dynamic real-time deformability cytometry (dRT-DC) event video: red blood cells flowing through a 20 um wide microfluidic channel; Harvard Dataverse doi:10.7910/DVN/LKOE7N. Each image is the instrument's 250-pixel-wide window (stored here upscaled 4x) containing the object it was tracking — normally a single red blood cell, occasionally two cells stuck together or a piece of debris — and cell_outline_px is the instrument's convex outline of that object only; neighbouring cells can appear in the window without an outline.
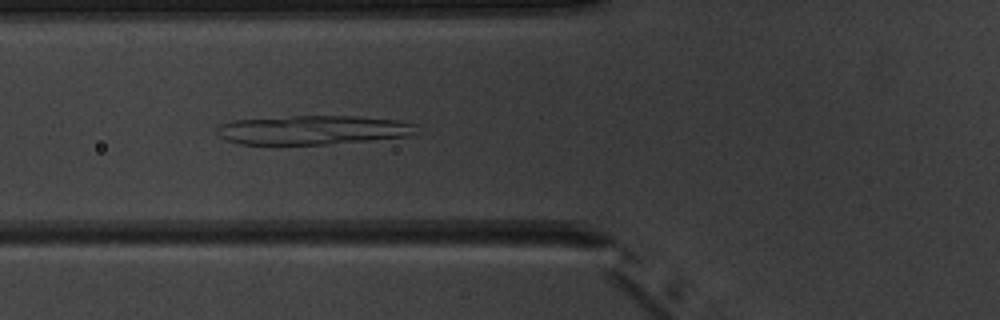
{"species": "common noctule bat (a hibernating species)", "species_latin": "Nyctalus noctula", "temperature_condition": "warm", "stored_images_in_passage": 6, "camera_frame_rate_fps": 3000, "um_per_image_px": 0.085, "animal": {"sex": "male", "body_mass_g": 20.1, "forearm_length_mm": 53.5}, "frame": {"image": 1, "passage_image": 6, "time_ms": 6.0, "image_size_px": [1000, 320], "cell_outline_px": [[416, 124], [412, 132], [408, 136], [328, 144], [240, 144], [228, 140], [220, 136], [216, 132], [216, 128], [220, 124], [232, 120], [292, 116], [356, 116], [396, 120]], "centroid_in_image_um": [26.52, 11.04], "position_along_channel_um": 99.3, "area_um2": 33.47}}